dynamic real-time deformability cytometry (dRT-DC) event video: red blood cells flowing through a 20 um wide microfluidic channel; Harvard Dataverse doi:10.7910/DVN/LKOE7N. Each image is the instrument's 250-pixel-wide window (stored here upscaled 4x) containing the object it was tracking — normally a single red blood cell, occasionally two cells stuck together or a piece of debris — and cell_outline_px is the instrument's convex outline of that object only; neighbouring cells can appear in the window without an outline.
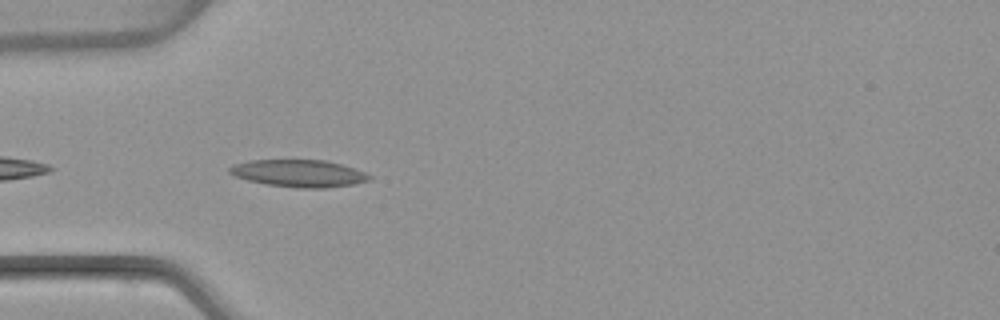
{"species": "common noctule bat (a hibernating species)", "species_latin": "Nyctalus noctula", "temperature_condition": "warm", "stored_images_in_passage": 6, "camera_frame_rate_fps": 3000, "um_per_image_px": 0.085, "animal": {"sex": "female", "body_mass_g": 22.7, "forearm_length_mm": 54.2}, "frame": {"image": 1, "passage_image": 2, "time_ms": 0.333, "image_size_px": [1000, 320], "cell_outline_px": [[372, 176], [368, 180], [356, 184], [324, 188], [300, 188], [268, 184], [248, 180], [236, 176], [228, 172], [228, 168], [232, 164], [248, 160], [324, 160], [340, 164], [364, 172]], "centroid_in_image_um": [25.38, 14.73], "position_along_channel_um": 59.6, "area_um2": 22.02}}